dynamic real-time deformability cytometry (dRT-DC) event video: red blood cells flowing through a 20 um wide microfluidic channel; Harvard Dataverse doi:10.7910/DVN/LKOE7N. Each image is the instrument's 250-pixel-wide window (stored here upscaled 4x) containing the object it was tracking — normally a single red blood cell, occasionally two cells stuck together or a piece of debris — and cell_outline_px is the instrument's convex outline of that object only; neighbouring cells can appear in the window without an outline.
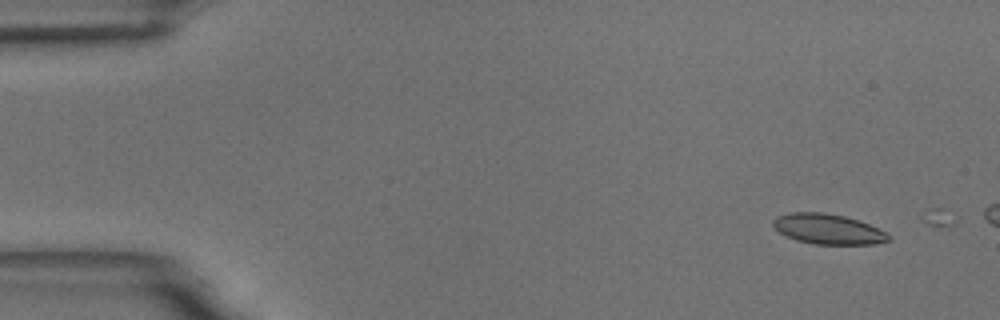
{"species": "common noctule bat (a hibernating species)", "species_latin": "Nyctalus noctula", "temperature_condition": "room temperature", "stored_images_in_passage": 2, "camera_frame_rate_fps": 3000, "um_per_image_px": 0.085, "animal": {"sex": "male", "body_mass_g": 18.8}, "frame": {"image": 1, "passage_image": 1, "time_ms": 0.0, "image_size_px": [1000, 320], "cell_outline_px": [[892, 240], [876, 244], [812, 244], [796, 240], [780, 232], [772, 224], [772, 220], [776, 216], [792, 212], [824, 212], [844, 216], [860, 220], [888, 232], [892, 236]], "centroid_in_image_um": [70.44, 19.47], "position_along_channel_um": 14.6, "area_um2": 20.58}}